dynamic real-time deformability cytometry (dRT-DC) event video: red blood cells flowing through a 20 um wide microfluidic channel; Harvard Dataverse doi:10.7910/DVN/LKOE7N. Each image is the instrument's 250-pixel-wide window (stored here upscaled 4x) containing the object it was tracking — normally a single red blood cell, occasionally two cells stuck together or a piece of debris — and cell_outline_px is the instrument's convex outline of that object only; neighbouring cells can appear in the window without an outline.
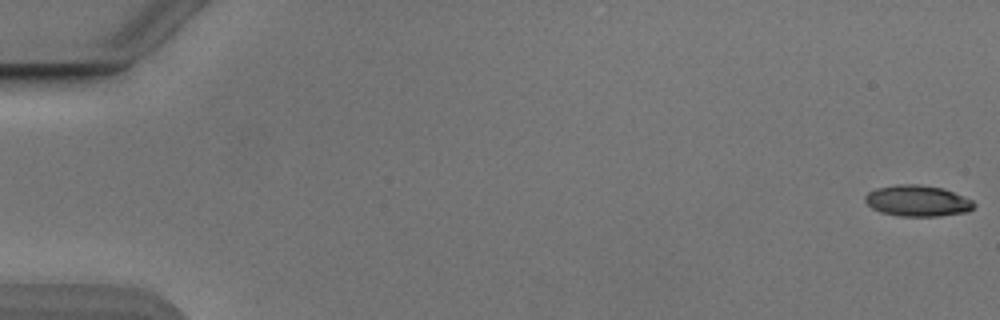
{"species": "Egyptian fruit bat (a non-hibernating species)", "species_latin": "Rousettus aegyptiacus", "temperature_condition": "cold", "stored_images_in_passage": 54, "camera_frame_rate_fps": 3000, "um_per_image_px": 0.085, "animal": {"sex": "male"}, "frame": {"image": 1, "passage_image": 1, "time_ms": 0.0, "image_size_px": [1000, 320], "cell_outline_px": [[976, 204], [968, 212], [940, 216], [900, 216], [880, 212], [872, 208], [864, 200], [864, 196], [868, 192], [876, 188], [896, 184], [920, 184], [944, 188], [972, 200]], "centroid_in_image_um": [77.98, 17.06], "position_along_channel_um": 7.0, "area_um2": 19.88}}
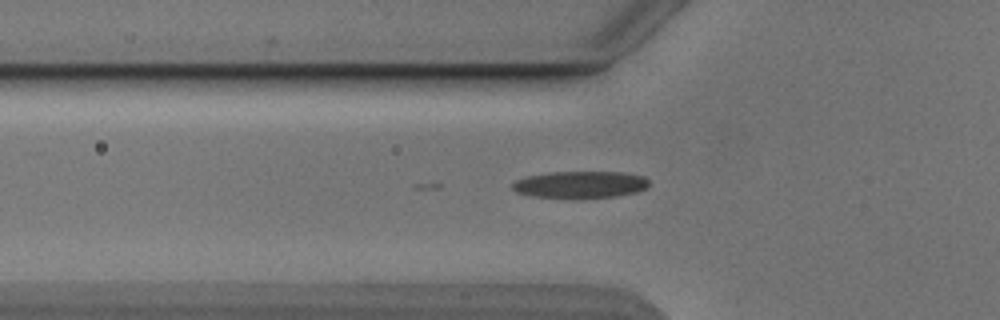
{"frame": {"image": 2, "passage_image": 19, "time_ms": 6.0, "image_size_px": [1000, 320], "cell_outline_px": [[648, 188], [636, 192], [616, 196], [576, 200], [572, 200], [532, 196], [516, 192], [512, 188], [512, 184], [516, 180], [528, 176], [548, 172], [624, 172], [644, 176], [648, 180]], "centroid_in_image_um": [49.32, 15.72], "position_along_channel_um": 76.5, "area_um2": 22.08}}
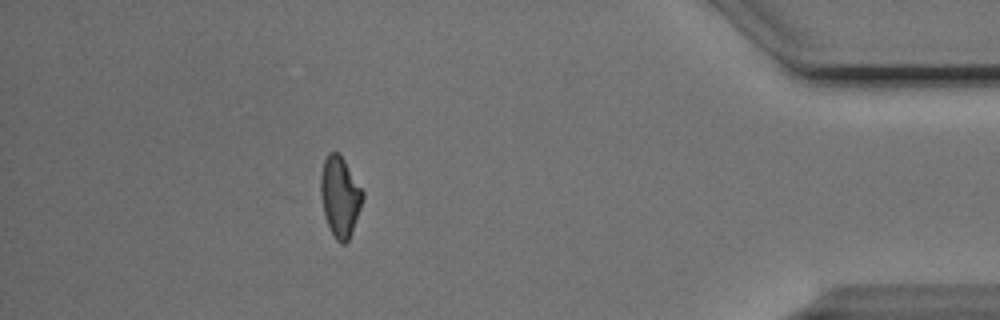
{"frame": {"image": 3, "passage_image": 48, "time_ms": 15.667, "image_size_px": [1000, 320], "cell_outline_px": [[364, 196], [352, 232], [348, 240], [344, 244], [340, 244], [336, 240], [328, 224], [324, 212], [320, 196], [320, 176], [324, 160], [328, 152], [336, 152], [344, 160], [364, 192]], "centroid_in_image_um": [28.89, 16.71], "position_along_channel_um": 406.3, "area_um2": 19.42}}